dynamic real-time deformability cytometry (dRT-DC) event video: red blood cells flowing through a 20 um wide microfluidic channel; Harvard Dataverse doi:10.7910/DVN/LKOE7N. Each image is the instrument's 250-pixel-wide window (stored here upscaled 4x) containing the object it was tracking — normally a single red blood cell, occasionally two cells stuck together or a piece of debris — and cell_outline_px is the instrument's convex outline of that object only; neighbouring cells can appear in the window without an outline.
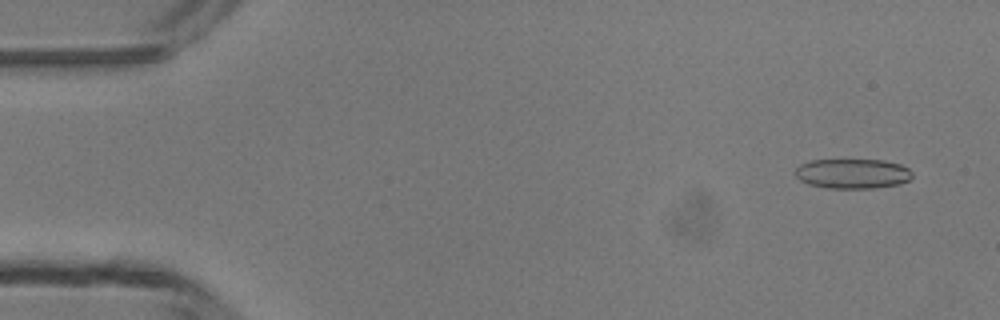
{"species": "common noctule bat (a hibernating species)", "species_latin": "Nyctalus noctula", "temperature_condition": "room temperature", "stored_images_in_passage": 48, "camera_frame_rate_fps": 3000, "um_per_image_px": 0.085, "animal": {"sex": "male", "body_mass_g": 13.3}, "frame": {"image": 1, "passage_image": 3, "time_ms": 0.667, "image_size_px": [1000, 320], "cell_outline_px": [[912, 176], [908, 180], [900, 184], [876, 188], [828, 188], [808, 184], [800, 180], [792, 172], [800, 164], [808, 160], [884, 160], [900, 164], [908, 168], [912, 172]], "centroid_in_image_um": [72.44, 14.76], "position_along_channel_um": 12.6, "area_um2": 20.52}}
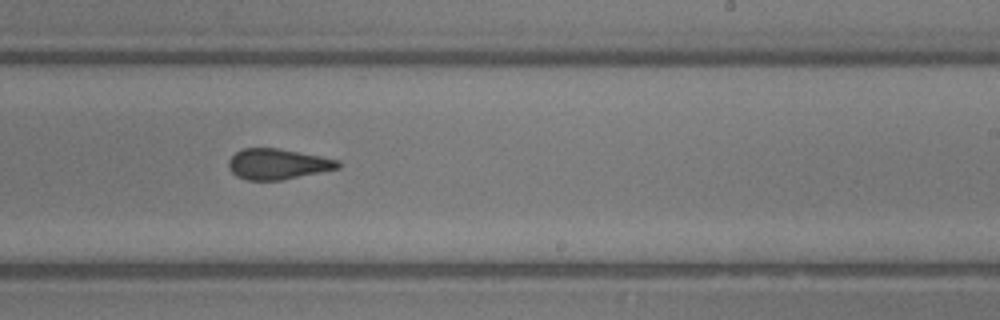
{"frame": {"image": 2, "passage_image": 29, "time_ms": 9.333, "image_size_px": [1000, 320], "cell_outline_px": [[340, 168], [280, 180], [248, 180], [236, 176], [228, 168], [228, 160], [236, 152], [244, 148], [280, 148], [340, 160]], "centroid_in_image_um": [23.59, 13.94], "position_along_channel_um": 265.4, "area_um2": 19.48}}
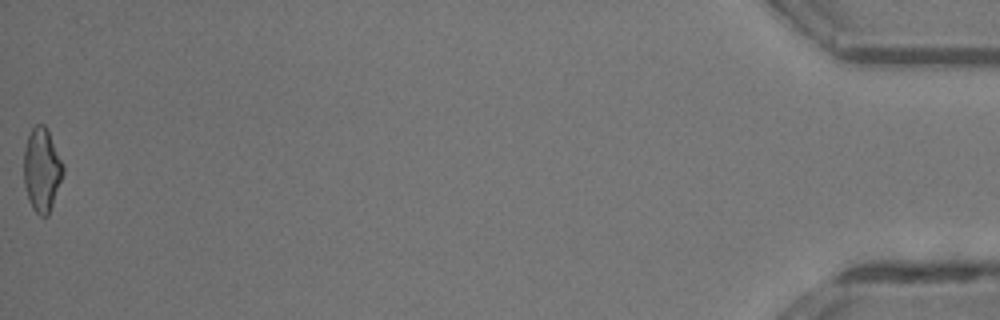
{"frame": {"image": 3, "passage_image": 48, "time_ms": 15.667, "image_size_px": [1000, 320], "cell_outline_px": [[64, 172], [48, 216], [40, 216], [32, 208], [24, 184], [24, 148], [28, 136], [32, 128], [36, 124], [44, 124], [48, 128], [64, 164]], "centroid_in_image_um": [3.57, 14.39], "position_along_channel_um": 431.6, "area_um2": 19.25}, "authors_computed_cell_mechanics": {"area_um2": 20.1722, "velocity_mm_per_s": 4.2876, "shape_relaxation_time_tau1_ms": 8.7286, "shape_relaxation_time_tau2_ms": 1.9232, "deformation_change_tau1": 0.1482, "deformation_change_tau2": 0.108}}